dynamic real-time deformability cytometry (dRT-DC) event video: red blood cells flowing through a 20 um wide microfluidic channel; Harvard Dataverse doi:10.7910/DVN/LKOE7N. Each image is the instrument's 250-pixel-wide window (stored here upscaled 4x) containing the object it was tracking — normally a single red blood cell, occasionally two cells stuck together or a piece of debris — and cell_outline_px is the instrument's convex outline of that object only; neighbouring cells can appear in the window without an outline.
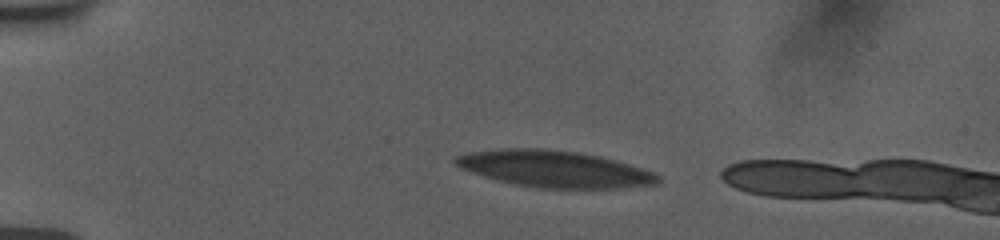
{"species": "human", "species_latin": "Homo sapiens", "temperature_condition": "room temperature", "stored_images_in_passage": 12, "camera_frame_rate_fps": 3000, "um_per_image_px": 0.085, "donor": {"sex": "female"}, "frame": {"image": 1, "passage_image": 1, "time_ms": 0.0, "image_size_px": [1000, 240], "cell_outline_px": [[660, 180], [656, 184], [616, 188], [544, 188], [516, 184], [496, 180], [484, 176], [464, 168], [456, 164], [452, 160], [456, 156], [472, 152], [508, 148], [536, 148], [576, 152], [596, 156], [628, 164], [652, 172]], "centroid_in_image_um": [47.1, 14.36], "position_along_channel_um": 37.9, "area_um2": 42.08}}